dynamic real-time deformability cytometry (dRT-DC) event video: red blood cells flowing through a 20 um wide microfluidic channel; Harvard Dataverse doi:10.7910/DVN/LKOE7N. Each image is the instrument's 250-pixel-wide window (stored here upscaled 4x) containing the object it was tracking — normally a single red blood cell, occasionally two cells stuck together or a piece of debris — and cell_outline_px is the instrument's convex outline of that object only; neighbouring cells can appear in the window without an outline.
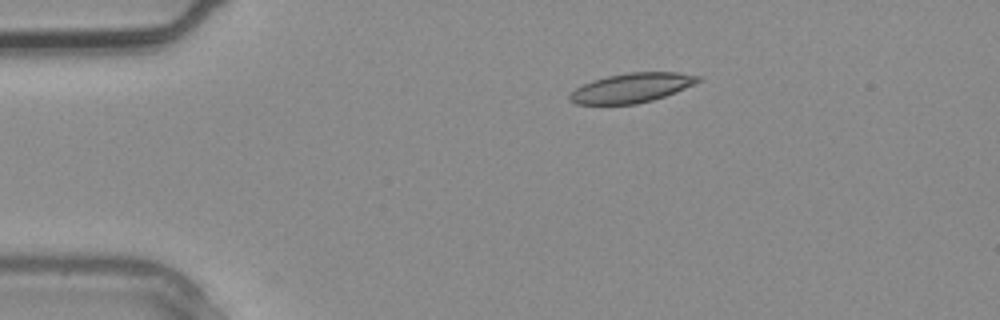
{"species": "common noctule bat (a hibernating species)", "species_latin": "Nyctalus noctula", "temperature_condition": "warm", "stored_images_in_passage": 3, "camera_frame_rate_fps": 3000, "um_per_image_px": 0.085, "animal": {"sex": "male", "body_mass_g": 20.4}, "frame": {"image": 1, "passage_image": 1, "time_ms": 0.0, "image_size_px": [1000, 320], "cell_outline_px": [[704, 80], [676, 92], [652, 100], [636, 104], [576, 104], [568, 100], [568, 96], [576, 88], [592, 80], [608, 76], [628, 72], [680, 72], [704, 76]], "centroid_in_image_um": [53.75, 7.45], "position_along_channel_um": 31.2, "area_um2": 22.2}}